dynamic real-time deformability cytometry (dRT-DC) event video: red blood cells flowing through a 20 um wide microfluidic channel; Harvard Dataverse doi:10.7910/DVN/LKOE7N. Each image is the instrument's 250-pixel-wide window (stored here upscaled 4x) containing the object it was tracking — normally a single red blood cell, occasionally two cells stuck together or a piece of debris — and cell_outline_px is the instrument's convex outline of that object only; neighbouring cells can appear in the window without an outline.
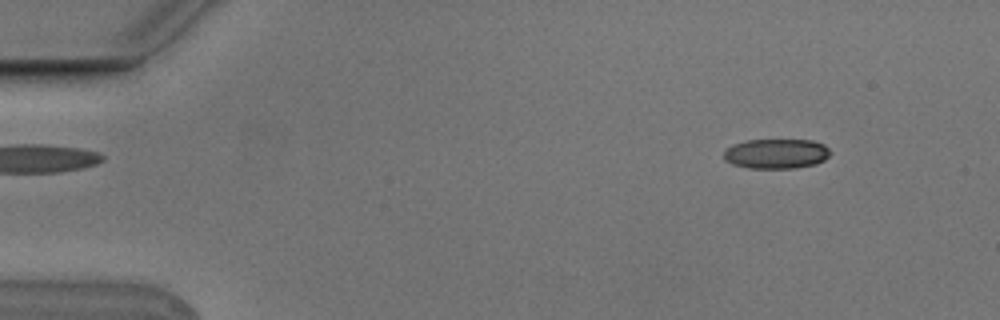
{"species": "Egyptian fruit bat (a non-hibernating species)", "species_latin": "Rousettus aegyptiacus", "temperature_condition": "cold", "stored_images_in_passage": 2, "camera_frame_rate_fps": 3000, "um_per_image_px": 0.085, "animal": {"sex": "male"}, "frame": {"image": 1, "passage_image": 1, "time_ms": 0.0, "image_size_px": [1000, 320], "cell_outline_px": [[832, 152], [824, 160], [816, 164], [796, 168], [748, 168], [732, 164], [724, 160], [724, 152], [732, 144], [744, 140], [812, 140], [824, 144]], "centroid_in_image_um": [65.98, 13.06], "position_along_channel_um": 19.0, "area_um2": 18.67}}